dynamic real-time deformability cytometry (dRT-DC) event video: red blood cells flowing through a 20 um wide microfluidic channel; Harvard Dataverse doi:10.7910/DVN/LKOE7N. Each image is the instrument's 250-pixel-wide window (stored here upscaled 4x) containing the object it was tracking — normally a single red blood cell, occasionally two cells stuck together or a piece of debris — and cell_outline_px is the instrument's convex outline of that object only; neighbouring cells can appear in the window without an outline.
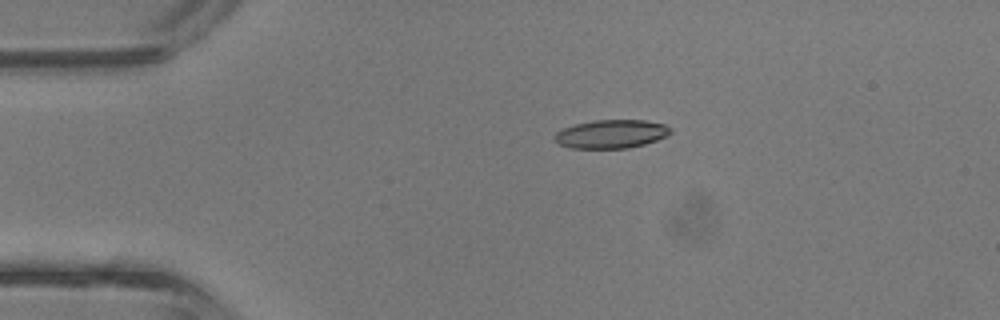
{"species": "common noctule bat (a hibernating species)", "species_latin": "Nyctalus noctula", "temperature_condition": "room temperature", "stored_images_in_passage": 3, "camera_frame_rate_fps": 3000, "um_per_image_px": 0.085, "animal": {"sex": "male", "body_mass_g": 13.3}, "frame": {"image": 1, "passage_image": 2, "time_ms": 0.333, "image_size_px": [1000, 320], "cell_outline_px": [[672, 132], [668, 136], [644, 144], [628, 148], [568, 148], [560, 144], [552, 136], [556, 132], [564, 128], [576, 124], [596, 120], [644, 120], [664, 124], [672, 128]], "centroid_in_image_um": [51.98, 11.39], "position_along_channel_um": 33.0, "area_um2": 19.25}}